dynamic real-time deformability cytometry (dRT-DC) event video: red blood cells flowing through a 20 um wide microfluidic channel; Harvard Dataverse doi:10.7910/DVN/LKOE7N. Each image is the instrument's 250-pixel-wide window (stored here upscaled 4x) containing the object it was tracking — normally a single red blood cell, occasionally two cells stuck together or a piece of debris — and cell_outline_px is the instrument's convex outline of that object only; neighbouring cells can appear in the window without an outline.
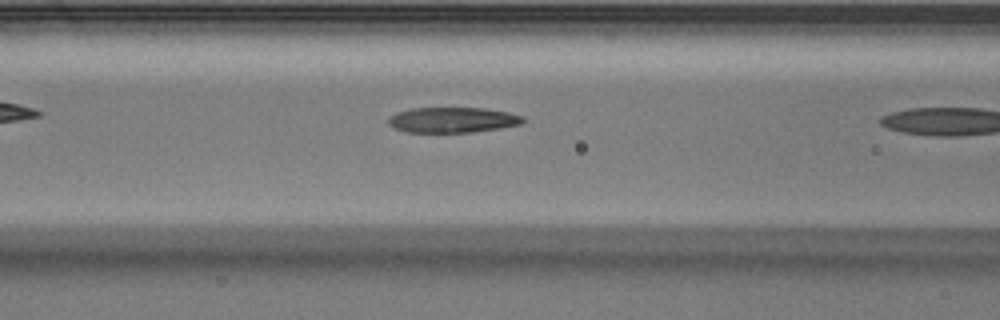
{"species": "Egyptian fruit bat (a non-hibernating species)", "species_latin": "Rousettus aegyptiacus", "temperature_condition": "warm", "stored_images_in_passage": 8, "camera_frame_rate_fps": 3000, "um_per_image_px": 0.085, "animal": {"sex": "male"}, "frame": {"image": 1, "passage_image": 7, "time_ms": 2.0, "image_size_px": [1000, 320], "cell_outline_px": [[524, 124], [500, 128], [472, 132], [408, 132], [396, 128], [388, 124], [388, 116], [396, 112], [412, 108], [484, 108], [508, 112], [524, 116]], "centroid_in_image_um": [38.49, 10.19], "position_along_channel_um": 128.1, "area_um2": 20.0}}